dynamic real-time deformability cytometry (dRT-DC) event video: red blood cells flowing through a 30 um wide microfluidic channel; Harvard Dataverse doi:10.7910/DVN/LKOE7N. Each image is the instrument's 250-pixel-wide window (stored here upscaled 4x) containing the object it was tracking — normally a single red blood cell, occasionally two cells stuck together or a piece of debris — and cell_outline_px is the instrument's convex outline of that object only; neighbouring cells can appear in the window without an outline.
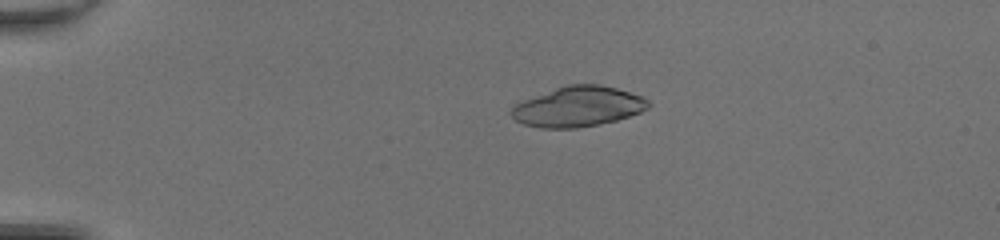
{"species": "common noctule bat (a hibernating species)", "species_latin": "Nyctalus noctula", "temperature_condition": "room temperature", "stored_images_in_passage": 50, "camera_frame_rate_fps": 3000, "um_per_image_px": 0.085, "animal": {"sex": "female", "body_mass_g": 20.0, "forearm_length_mm": 54.0}, "frame": {"image": 1, "passage_image": 13, "time_ms": 4.0, "image_size_px": [1000, 240], "cell_outline_px": [[652, 104], [648, 108], [640, 112], [616, 120], [576, 128], [540, 128], [524, 124], [516, 120], [508, 112], [516, 104], [524, 100], [556, 88], [568, 84], [600, 84], [616, 88], [640, 96], [648, 100]], "centroid_in_image_um": [49.13, 9.06], "position_along_channel_um": 35.9, "area_um2": 31.73}}